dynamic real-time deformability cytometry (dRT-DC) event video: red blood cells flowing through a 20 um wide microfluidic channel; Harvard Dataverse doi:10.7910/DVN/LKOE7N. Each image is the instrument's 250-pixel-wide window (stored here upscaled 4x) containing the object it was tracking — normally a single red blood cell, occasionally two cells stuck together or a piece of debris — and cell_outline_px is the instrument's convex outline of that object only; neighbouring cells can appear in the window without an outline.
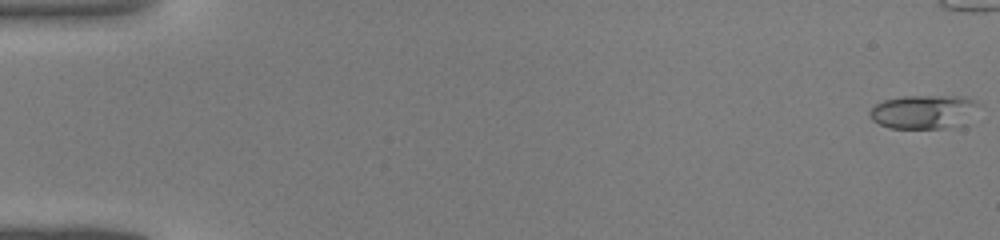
{"species": "common noctule bat (a hibernating species)", "species_latin": "Nyctalus noctula", "temperature_condition": "warm", "stored_images_in_passage": 36, "camera_frame_rate_fps": 3000, "um_per_image_px": 0.085, "animal": {"sex": "male", "body_mass_g": 19.0, "forearm_length_mm": 50.8}, "frame": {"image": 1, "passage_image": 1, "time_ms": 0.0, "image_size_px": [1000, 240], "cell_outline_px": [[976, 104], [944, 128], [888, 128], [872, 120], [868, 112], [876, 104], [884, 100], [904, 96], [964, 96], [972, 100]], "centroid_in_image_um": [78.21, 9.47], "position_along_channel_um": 6.8, "area_um2": 19.77}}
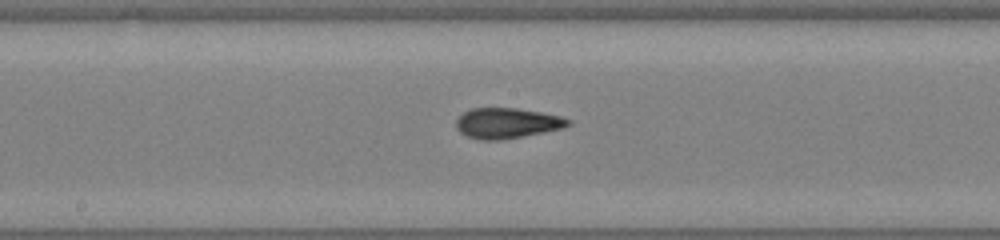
{"frame": {"image": 2, "passage_image": 24, "time_ms": 7.667, "image_size_px": [1000, 240], "cell_outline_px": [[572, 124], [564, 128], [504, 140], [480, 140], [468, 136], [460, 132], [456, 128], [456, 120], [464, 112], [472, 108], [516, 108], [540, 112], [560, 116], [572, 120]], "centroid_in_image_um": [43.12, 10.47], "position_along_channel_um": 205.1, "area_um2": 19.94}}
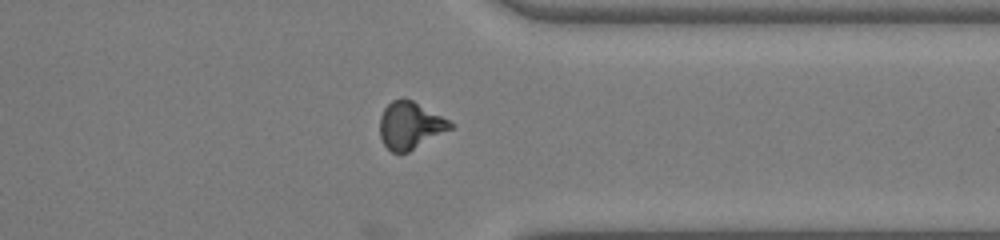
{"frame": {"image": 3, "passage_image": 35, "time_ms": 11.333, "image_size_px": [1000, 240], "cell_outline_px": [[456, 124], [452, 128], [408, 152], [392, 152], [384, 144], [380, 136], [380, 116], [384, 108], [392, 100], [400, 96], [404, 96], [412, 100]], "centroid_in_image_um": [34.85, 10.63], "position_along_channel_um": 376.6, "area_um2": 19.36}}